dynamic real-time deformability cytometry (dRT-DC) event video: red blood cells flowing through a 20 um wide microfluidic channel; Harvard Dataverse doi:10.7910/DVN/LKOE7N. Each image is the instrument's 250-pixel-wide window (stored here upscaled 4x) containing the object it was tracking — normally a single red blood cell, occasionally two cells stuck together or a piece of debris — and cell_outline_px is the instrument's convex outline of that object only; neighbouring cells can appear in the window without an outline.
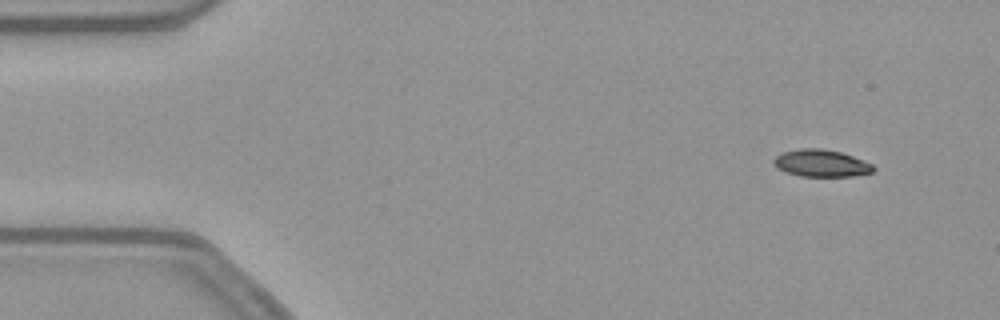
{"species": "common noctule bat (a hibernating species)", "species_latin": "Nyctalus noctula", "temperature_condition": "warm", "stored_images_in_passage": 51, "camera_frame_rate_fps": 3000, "um_per_image_px": 0.085, "animal": {"sex": "female", "body_mass_g": 21.9}, "frame": {"image": 1, "passage_image": 2, "time_ms": 0.333, "image_size_px": [1000, 320], "cell_outline_px": [[876, 168], [872, 172], [852, 176], [800, 176], [784, 172], [776, 168], [772, 164], [772, 160], [780, 152], [800, 148], [824, 148], [840, 152], [864, 160], [872, 164]], "centroid_in_image_um": [69.75, 13.86], "position_along_channel_um": 15.3, "area_um2": 16.01}}
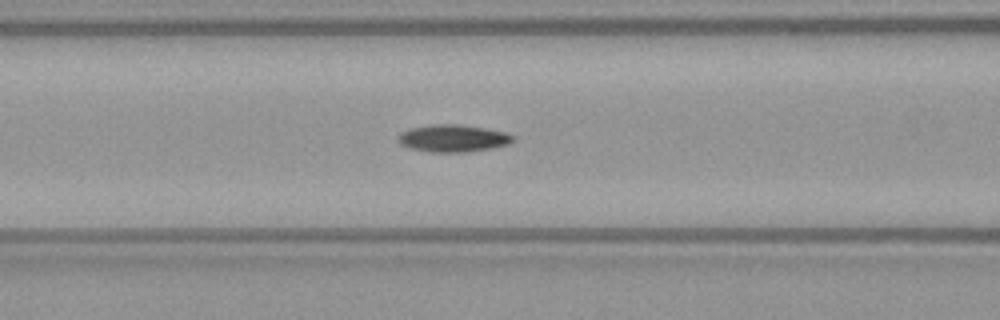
{"frame": {"image": 2, "passage_image": 19, "time_ms": 6.0, "image_size_px": [1000, 320], "cell_outline_px": [[516, 136], [508, 144], [492, 148], [464, 152], [432, 152], [412, 148], [400, 144], [396, 140], [400, 132], [408, 128], [432, 124], [460, 124], [508, 132]], "centroid_in_image_um": [38.49, 11.74], "position_along_channel_um": 128.1, "area_um2": 18.38}}
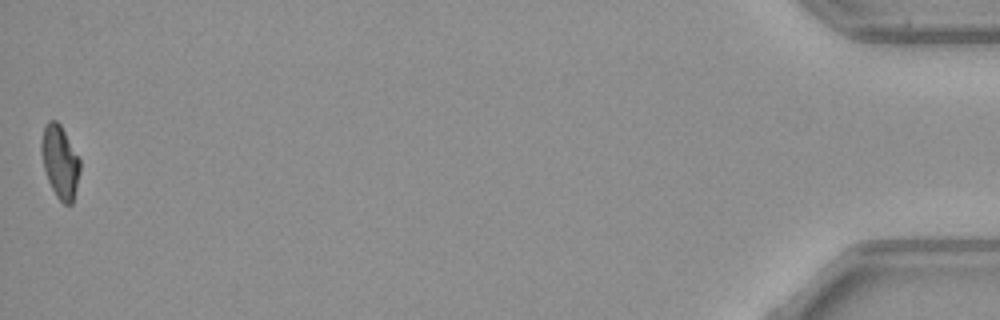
{"frame": {"image": 3, "passage_image": 51, "time_ms": 16.667, "image_size_px": [1000, 320], "cell_outline_px": [[80, 172], [72, 204], [64, 204], [56, 196], [48, 180], [44, 168], [40, 152], [40, 140], [44, 124], [48, 120], [56, 120], [60, 124], [80, 160]], "centroid_in_image_um": [5.07, 13.72], "position_along_channel_um": 430.1, "area_um2": 16.42}, "authors_computed_cell_mechanics": {"area_um2": 17.1088, "velocity_mm_per_s": 3.8138, "shape_relaxation_time_tau1_ms": 9.0976, "shape_relaxation_time_tau2_ms": null, "deformation_change_tau1": 0.2225, "deformation_change_tau2": null}}